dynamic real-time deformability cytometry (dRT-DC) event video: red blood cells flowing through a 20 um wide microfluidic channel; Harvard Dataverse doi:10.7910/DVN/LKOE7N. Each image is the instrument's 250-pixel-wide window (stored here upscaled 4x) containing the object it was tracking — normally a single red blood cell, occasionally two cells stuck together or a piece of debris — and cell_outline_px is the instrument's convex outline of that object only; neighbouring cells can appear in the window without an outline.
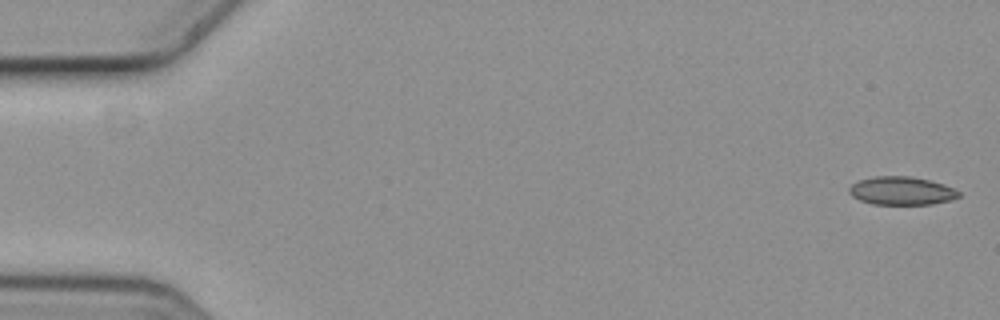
{"species": "common noctule bat (a hibernating species)", "species_latin": "Nyctalus noctula", "temperature_condition": "cold", "stored_images_in_passage": 5, "camera_frame_rate_fps": 3000, "um_per_image_px": 0.085, "animal": {"sex": "female", "body_mass_g": 19.3, "forearm_length_mm": 54.1}, "frame": {"image": 1, "passage_image": 1, "time_ms": 0.0, "image_size_px": [1000, 320], "cell_outline_px": [[960, 196], [952, 200], [932, 204], [872, 204], [860, 200], [852, 196], [848, 192], [848, 188], [852, 184], [860, 180], [876, 176], [908, 176], [928, 180], [944, 184], [960, 192]], "centroid_in_image_um": [76.63, 16.22], "position_along_channel_um": 8.4, "area_um2": 17.98}}
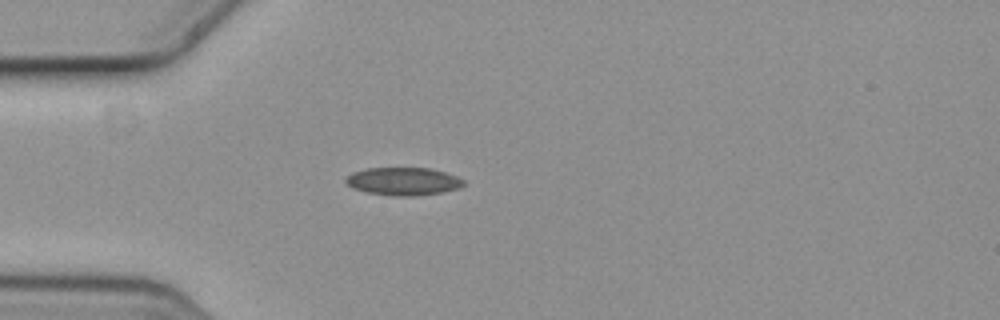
{"frame": {"image": 2, "passage_image": 5, "time_ms": 1.333, "image_size_px": [1000, 320], "cell_outline_px": [[464, 184], [456, 188], [440, 192], [412, 196], [392, 196], [368, 192], [352, 188], [344, 180], [352, 172], [368, 168], [428, 168], [444, 172], [456, 176], [464, 180]], "centroid_in_image_um": [34.24, 15.41], "position_along_channel_um": 50.8, "area_um2": 18.84}}